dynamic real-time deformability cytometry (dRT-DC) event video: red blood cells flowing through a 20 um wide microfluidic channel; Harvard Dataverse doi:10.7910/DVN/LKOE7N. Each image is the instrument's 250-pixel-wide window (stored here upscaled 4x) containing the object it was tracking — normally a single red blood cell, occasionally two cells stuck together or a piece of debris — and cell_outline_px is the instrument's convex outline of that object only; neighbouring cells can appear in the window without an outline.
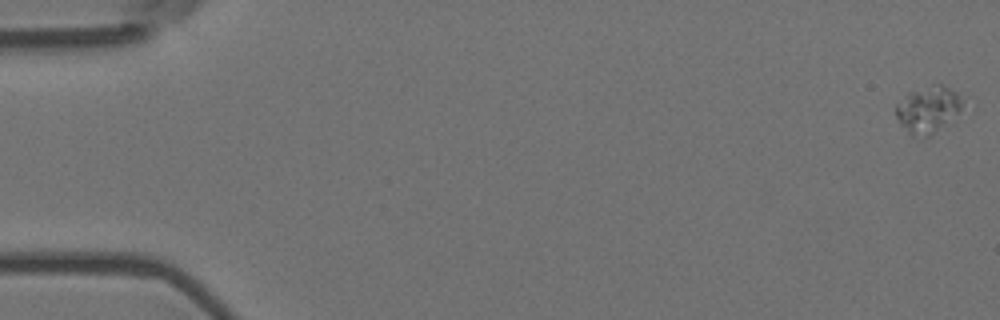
{"species": "Egyptian fruit bat (a non-hibernating species)", "species_latin": "Rousettus aegyptiacus", "temperature_condition": "room temperature", "stored_images_in_passage": 10, "camera_frame_rate_fps": 3000, "um_per_image_px": 0.085, "animal": {"sex": "female"}, "frame": {"image": 1, "passage_image": 1, "time_ms": 0.0, "image_size_px": [1000, 320], "cell_outline_px": [[964, 116], [956, 124], [928, 136], [912, 136], [900, 124], [896, 116], [896, 104], [908, 92], [932, 84], [944, 84], [956, 92], [960, 100], [964, 112]], "centroid_in_image_um": [78.99, 9.35], "position_along_channel_um": 6.0, "area_um2": 19.19}}
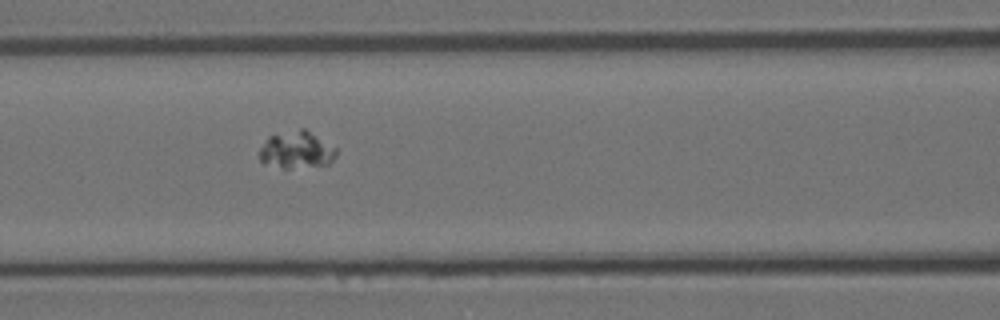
{"frame": {"image": 2, "passage_image": 8, "time_ms": 2.333, "image_size_px": [1000, 320], "cell_outline_px": [[336, 156], [328, 164], [288, 168], [284, 168], [260, 160], [260, 148], [268, 136], [300, 128], [304, 128], [336, 148]], "centroid_in_image_um": [25.21, 12.72], "position_along_channel_um": 141.4, "area_um2": 16.18}}
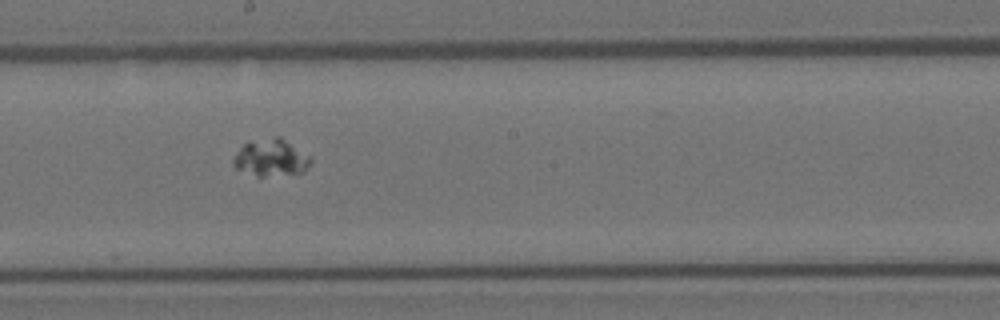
{"frame": {"image": 3, "passage_image": 10, "time_ms": 3.0, "image_size_px": [1000, 320], "cell_outline_px": [[312, 160], [304, 172], [264, 176], [256, 176], [236, 168], [232, 164], [232, 160], [240, 148], [248, 140], [276, 136], [280, 136], [312, 156]], "centroid_in_image_um": [23.05, 13.38], "position_along_channel_um": 225.2, "area_um2": 16.88}}